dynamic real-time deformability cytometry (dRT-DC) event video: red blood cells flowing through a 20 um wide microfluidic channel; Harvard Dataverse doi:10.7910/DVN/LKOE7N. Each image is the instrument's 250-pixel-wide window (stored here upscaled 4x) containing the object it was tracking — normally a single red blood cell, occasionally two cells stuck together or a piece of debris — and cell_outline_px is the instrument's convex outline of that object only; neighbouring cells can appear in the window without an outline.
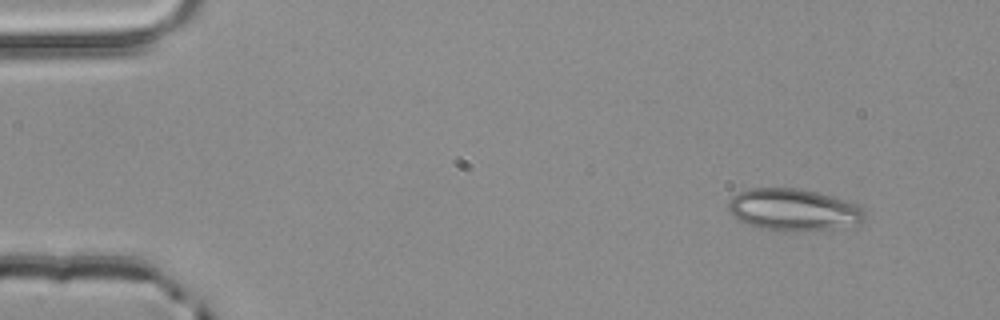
{"species": "common noctule bat (a hibernating species)", "species_latin": "Nyctalus noctula", "temperature_condition": "room temperature", "stored_images_in_passage": 3, "camera_frame_rate_fps": 3000, "um_per_image_px": 0.085, "animal": {"sex": "male", "body_mass_g": 20.4}, "frame": {"image": 1, "passage_image": 1, "time_ms": 0.0, "image_size_px": [1000, 320], "cell_outline_px": [[864, 220], [860, 224], [836, 228], [760, 228], [736, 220], [728, 212], [728, 200], [732, 196], [748, 188], [796, 188], [816, 192], [844, 200], [856, 204], [864, 212]], "centroid_in_image_um": [67.38, 17.78], "position_along_channel_um": 17.6, "area_um2": 32.37}}